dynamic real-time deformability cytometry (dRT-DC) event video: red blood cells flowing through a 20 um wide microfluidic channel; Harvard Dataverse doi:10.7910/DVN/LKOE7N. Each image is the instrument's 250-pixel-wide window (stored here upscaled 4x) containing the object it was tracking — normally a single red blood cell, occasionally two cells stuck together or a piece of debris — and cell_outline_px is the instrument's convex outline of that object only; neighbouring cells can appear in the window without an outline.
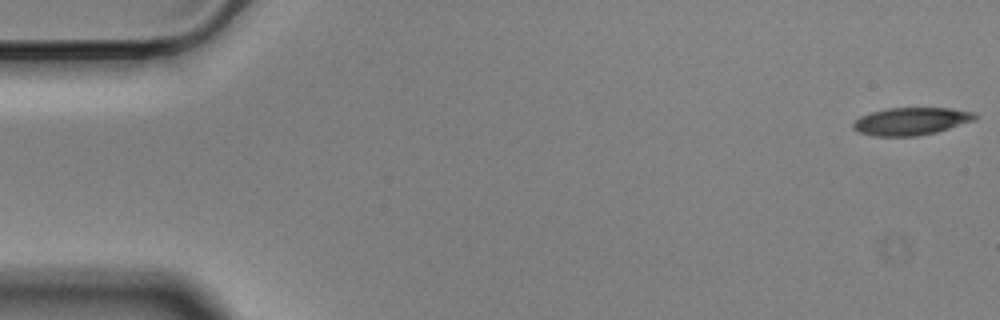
{"species": "Egyptian fruit bat (a non-hibernating species)", "species_latin": "Rousettus aegyptiacus", "temperature_condition": "cold", "stored_images_in_passage": 58, "segment_of_instrument_passage": [1, 2], "camera_frame_rate_fps": 3000, "um_per_image_px": 0.085, "animal": {"sex": "male"}, "frame": {"image": 1, "passage_image": 1, "time_ms": 0.0, "image_size_px": [1000, 320], "cell_outline_px": [[980, 116], [976, 120], [936, 132], [916, 136], [872, 136], [860, 132], [852, 128], [852, 124], [860, 116], [872, 112], [888, 108], [952, 108], [972, 112]], "centroid_in_image_um": [77.46, 10.3], "position_along_channel_um": 7.5, "area_um2": 19.59}}
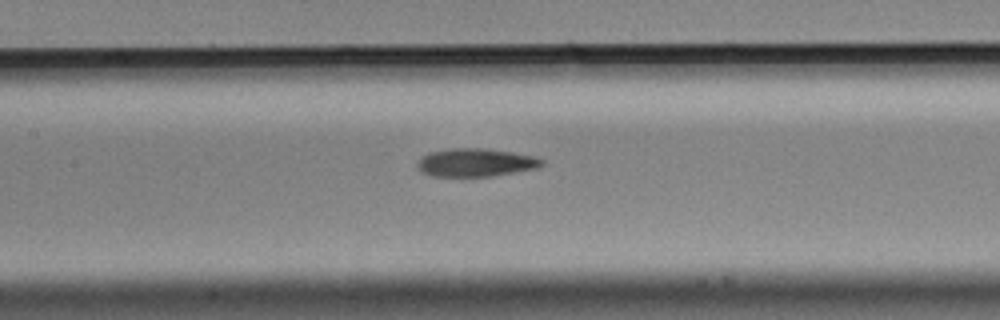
{"frame": {"image": 2, "passage_image": 26, "time_ms": 8.333, "image_size_px": [1000, 320], "cell_outline_px": [[544, 164], [540, 168], [492, 176], [432, 176], [420, 172], [416, 168], [416, 164], [420, 156], [428, 152], [452, 148], [484, 148], [512, 152], [532, 156], [544, 160]], "centroid_in_image_um": [40.39, 13.81], "position_along_channel_um": 167.0, "area_um2": 20.69}}
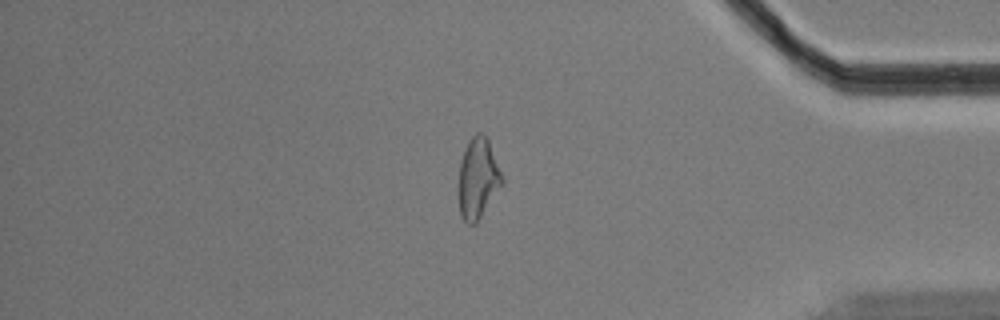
{"frame": {"image": 3, "passage_image": 48, "time_ms": 15.667, "image_size_px": [1000, 320], "cell_outline_px": [[504, 180], [476, 224], [468, 224], [460, 216], [460, 160], [464, 148], [468, 140], [476, 132], [484, 132], [488, 140], [504, 176]], "centroid_in_image_um": [40.64, 15.11], "position_along_channel_um": 394.6, "area_um2": 20.23}}